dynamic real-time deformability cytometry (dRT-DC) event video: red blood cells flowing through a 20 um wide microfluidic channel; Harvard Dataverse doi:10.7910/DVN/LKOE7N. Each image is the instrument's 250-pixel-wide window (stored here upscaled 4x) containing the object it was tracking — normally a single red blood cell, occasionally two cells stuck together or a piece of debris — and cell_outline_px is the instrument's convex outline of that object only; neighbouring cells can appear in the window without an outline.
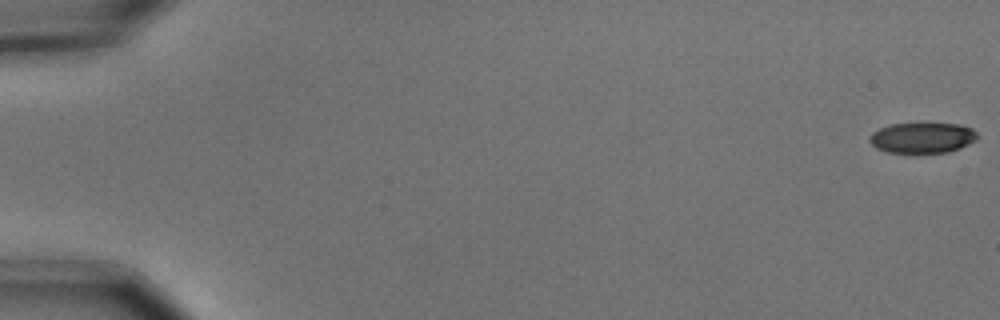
{"species": "common noctule bat (a hibernating species)", "species_latin": "Nyctalus noctula", "temperature_condition": "cold", "stored_images_in_passage": 5, "camera_frame_rate_fps": 3000, "um_per_image_px": 0.085, "animal": {"sex": "male", "body_mass_g": 15.6}, "frame": {"image": 1, "passage_image": 1, "time_ms": 0.0, "image_size_px": [1000, 320], "cell_outline_px": [[976, 140], [960, 148], [948, 152], [912, 156], [888, 152], [876, 148], [868, 140], [872, 132], [880, 128], [892, 124], [960, 124], [972, 128], [976, 132]], "centroid_in_image_um": [78.37, 11.77], "position_along_channel_um": 6.6, "area_um2": 19.77}}
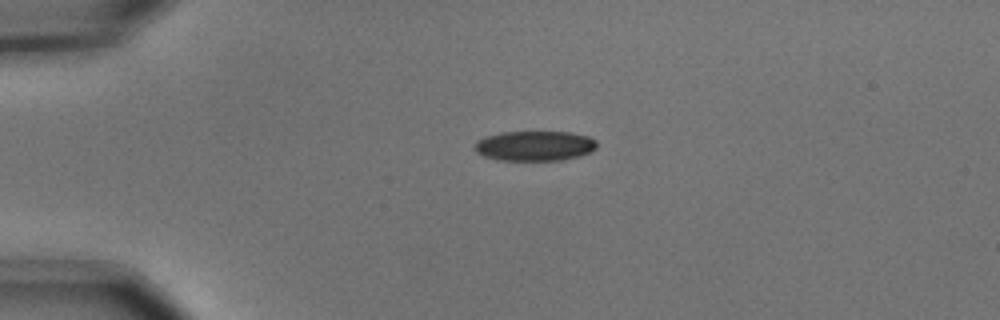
{"frame": {"image": 2, "passage_image": 4, "time_ms": 1.0, "image_size_px": [1000, 320], "cell_outline_px": [[596, 148], [592, 152], [580, 156], [560, 160], [500, 160], [484, 156], [476, 152], [472, 148], [472, 144], [476, 140], [484, 136], [500, 132], [572, 132], [588, 136], [596, 140]], "centroid_in_image_um": [45.41, 12.39], "position_along_channel_um": 39.6, "area_um2": 21.68}}